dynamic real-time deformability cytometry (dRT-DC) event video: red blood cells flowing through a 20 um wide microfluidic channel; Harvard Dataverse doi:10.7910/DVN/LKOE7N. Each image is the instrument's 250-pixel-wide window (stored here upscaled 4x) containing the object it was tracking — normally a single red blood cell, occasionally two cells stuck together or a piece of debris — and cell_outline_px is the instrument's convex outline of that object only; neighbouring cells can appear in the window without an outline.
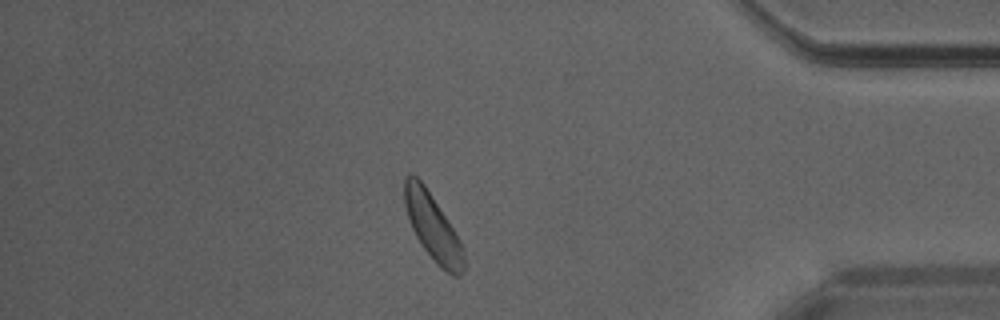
{"species": "Egyptian fruit bat (a non-hibernating species)", "species_latin": "Rousettus aegyptiacus", "temperature_condition": "warm", "stored_images_in_passage": 29, "camera_frame_rate_fps": 3000, "um_per_image_px": 0.085, "animal": {"sex": "male"}, "frame": {"image": 1, "passage_image": 25, "time_ms": 8.0, "image_size_px": [1000, 320], "cell_outline_px": [[464, 268], [460, 276], [452, 276], [436, 264], [420, 244], [408, 220], [404, 204], [404, 176], [412, 172], [424, 184], [456, 232], [464, 252]], "centroid_in_image_um": [36.76, 19.29], "position_along_channel_um": 398.4, "area_um2": 23.06}}